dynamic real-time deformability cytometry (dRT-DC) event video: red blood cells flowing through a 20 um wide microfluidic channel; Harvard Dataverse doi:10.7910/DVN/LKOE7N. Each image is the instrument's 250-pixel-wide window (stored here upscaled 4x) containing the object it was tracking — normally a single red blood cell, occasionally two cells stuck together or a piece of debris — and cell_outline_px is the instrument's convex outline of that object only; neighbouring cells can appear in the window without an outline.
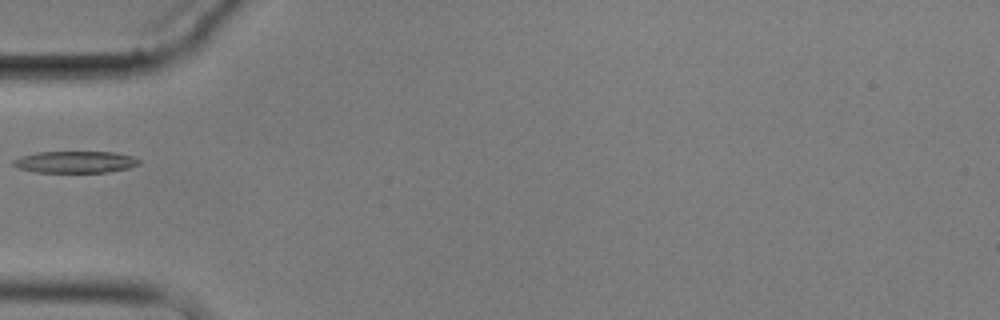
{"species": "common noctule bat (a hibernating species)", "species_latin": "Nyctalus noctula", "temperature_condition": "cold", "stored_images_in_passage": 10, "camera_frame_rate_fps": 3000, "um_per_image_px": 0.085, "animal": {"sex": "male", "body_mass_g": 17.9}, "frame": {"image": 1, "passage_image": 6, "time_ms": 6.0, "image_size_px": [1000, 320], "cell_outline_px": [[140, 164], [128, 168], [104, 172], [36, 172], [20, 168], [12, 164], [12, 160], [20, 156], [36, 152], [116, 152], [132, 156], [140, 160]], "centroid_in_image_um": [6.39, 13.76], "position_along_channel_um": 78.6, "area_um2": 15.9}}
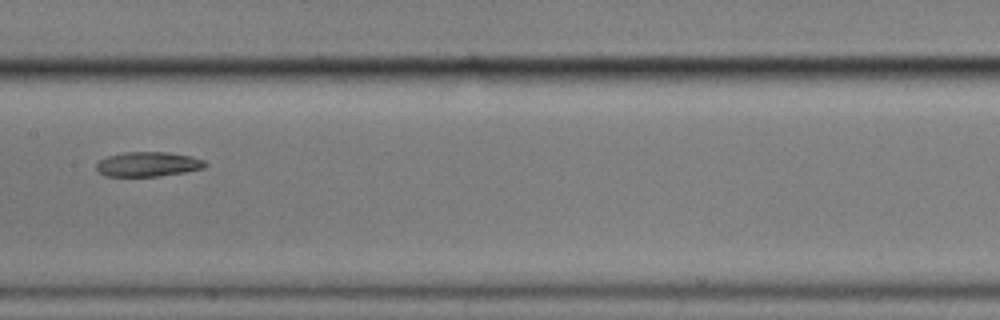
{"frame": {"image": 2, "passage_image": 9, "time_ms": 9.333, "image_size_px": [1000, 320], "cell_outline_px": [[208, 164], [204, 168], [184, 172], [160, 176], [104, 176], [96, 168], [96, 164], [100, 160], [108, 156], [124, 152], [164, 152], [192, 156], [204, 160]], "centroid_in_image_um": [12.59, 13.96], "position_along_channel_um": 194.8, "area_um2": 15.61}}
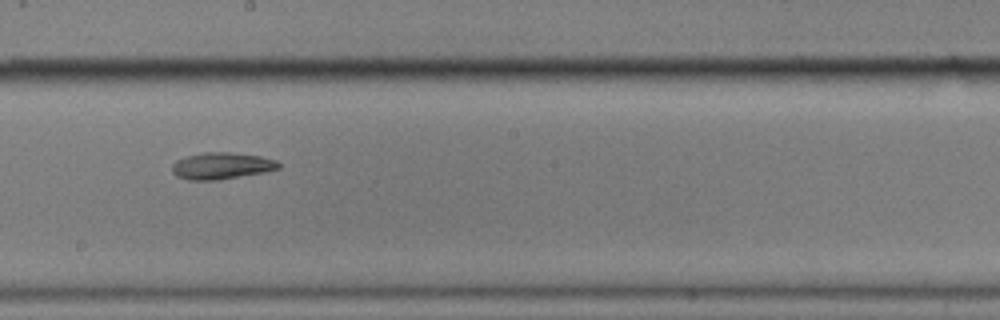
{"frame": {"image": 3, "passage_image": 10, "time_ms": 10.333, "image_size_px": [1000, 320], "cell_outline_px": [[280, 168], [264, 172], [216, 180], [188, 180], [176, 176], [172, 172], [172, 164], [176, 160], [188, 156], [204, 152], [228, 152], [260, 156], [276, 160], [280, 164]], "centroid_in_image_um": [18.81, 14.09], "position_along_channel_um": 229.4, "area_um2": 16.47}}